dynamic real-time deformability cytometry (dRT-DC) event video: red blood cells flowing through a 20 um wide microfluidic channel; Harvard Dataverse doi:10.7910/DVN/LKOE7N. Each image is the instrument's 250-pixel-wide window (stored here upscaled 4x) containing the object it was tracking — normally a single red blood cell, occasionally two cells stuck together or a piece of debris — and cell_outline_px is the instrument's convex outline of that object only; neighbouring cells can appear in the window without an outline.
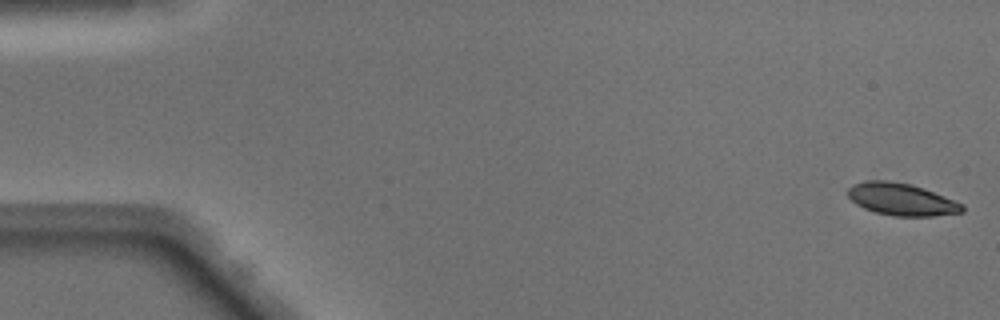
{"species": "Egyptian fruit bat (a non-hibernating species)", "species_latin": "Rousettus aegyptiacus", "temperature_condition": "warm", "stored_images_in_passage": 49, "camera_frame_rate_fps": 3000, "um_per_image_px": 0.085, "animal": {"sex": "male"}, "frame": {"image": 1, "passage_image": 1, "time_ms": 0.0, "image_size_px": [1000, 320], "cell_outline_px": [[964, 212], [932, 216], [892, 216], [876, 212], [864, 208], [856, 204], [848, 196], [848, 188], [852, 184], [868, 180], [888, 180], [912, 184], [924, 188], [964, 204]], "centroid_in_image_um": [76.63, 16.94], "position_along_channel_um": 8.4, "area_um2": 21.56}}
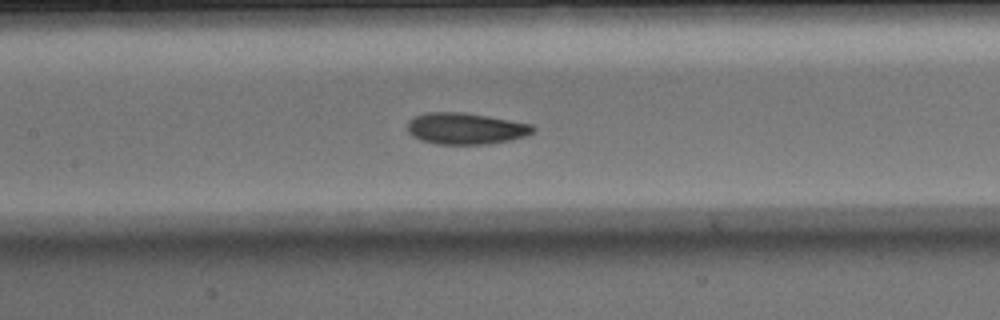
{"frame": {"image": 2, "passage_image": 23, "time_ms": 7.333, "image_size_px": [1000, 320], "cell_outline_px": [[536, 128], [532, 132], [524, 136], [508, 140], [488, 144], [436, 144], [420, 140], [412, 136], [408, 132], [408, 120], [416, 116], [428, 112], [464, 112], [532, 124]], "centroid_in_image_um": [39.55, 10.92], "position_along_channel_um": 167.9, "area_um2": 22.89}}
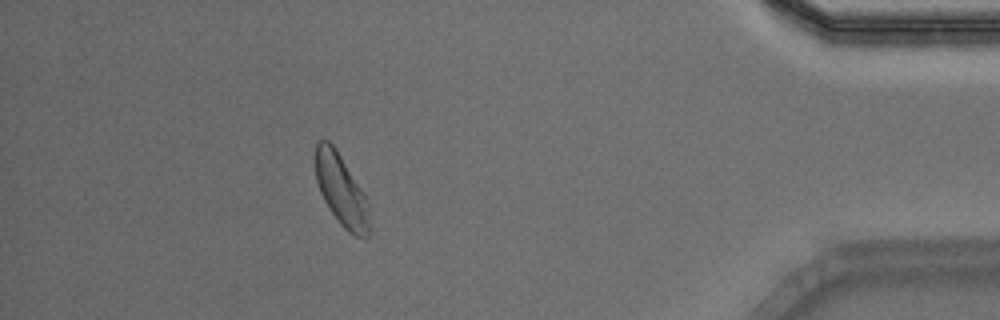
{"frame": {"image": 3, "passage_image": 44, "time_ms": 14.333, "image_size_px": [1000, 320], "cell_outline_px": [[368, 236], [356, 236], [348, 232], [340, 224], [328, 208], [320, 192], [316, 180], [316, 144], [320, 140], [328, 140], [336, 148], [364, 192], [368, 200]], "centroid_in_image_um": [29.0, 16.15], "position_along_channel_um": 406.2, "area_um2": 22.25}, "authors_computed_cell_mechanics": {"area_um2": 22.5998, "velocity_mm_per_s": 4.1037, "shape_relaxation_time_tau1_ms": 3.2152, "shape_relaxation_time_tau2_ms": 3.2896, "deformation_change_tau1": 0.1087, "deformation_change_tau2": 0.1005}}